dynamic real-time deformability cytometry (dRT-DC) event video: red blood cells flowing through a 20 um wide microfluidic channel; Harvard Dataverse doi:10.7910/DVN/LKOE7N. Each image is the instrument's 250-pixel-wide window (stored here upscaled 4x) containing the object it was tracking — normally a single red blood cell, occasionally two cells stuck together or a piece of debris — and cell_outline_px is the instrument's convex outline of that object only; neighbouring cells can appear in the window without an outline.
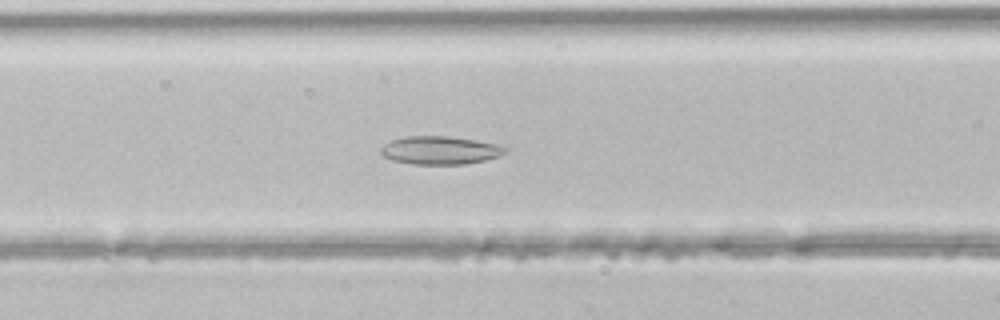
{"species": "common noctule bat (a hibernating species)", "species_latin": "Nyctalus noctula", "temperature_condition": "room temperature", "stored_images_in_passage": 46, "camera_frame_rate_fps": 3000, "um_per_image_px": 0.085, "animal": {"sex": "male", "body_mass_g": 21.5, "forearm_length_mm": 52.0}, "frame": {"image": 1, "passage_image": 18, "time_ms": 5.667, "image_size_px": [1000, 320], "cell_outline_px": [[508, 148], [500, 156], [484, 160], [464, 164], [412, 164], [392, 160], [384, 156], [380, 152], [380, 148], [384, 144], [392, 140], [404, 136], [448, 136], [496, 144]], "centroid_in_image_um": [37.36, 12.77], "position_along_channel_um": 129.2, "area_um2": 20.23}}
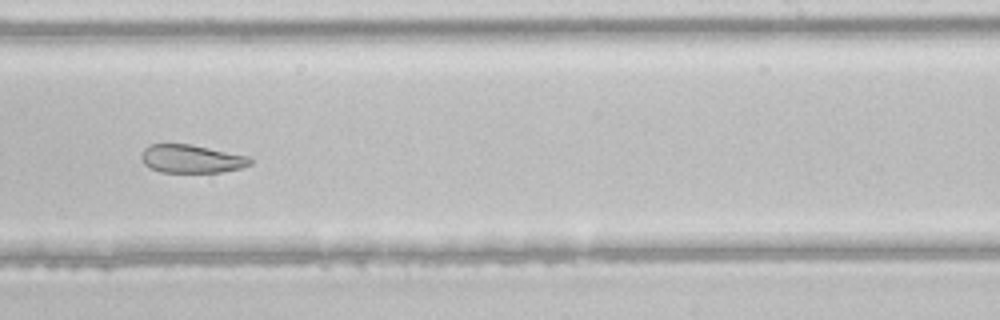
{"frame": {"image": 2, "passage_image": 28, "time_ms": 9.0, "image_size_px": [1000, 320], "cell_outline_px": [[252, 164], [240, 168], [220, 172], [160, 172], [148, 168], [140, 160], [140, 152], [144, 148], [152, 144], [192, 144], [248, 156], [252, 160]], "centroid_in_image_um": [16.22, 13.5], "position_along_channel_um": 272.8, "area_um2": 18.09}}
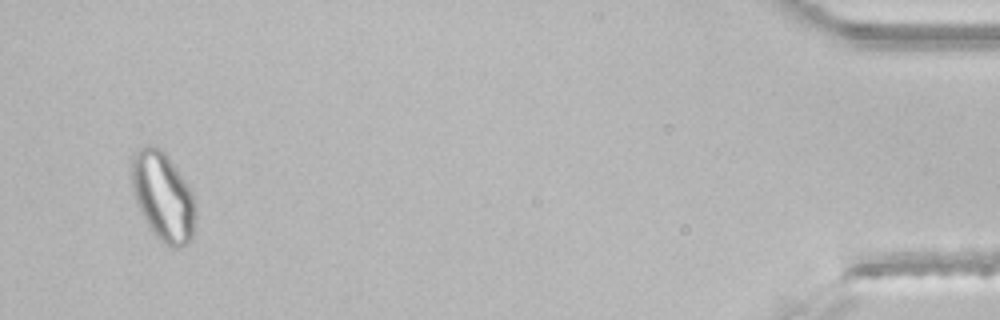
{"frame": {"image": 3, "passage_image": 44, "time_ms": 14.333, "image_size_px": [1000, 320], "cell_outline_px": [[196, 216], [192, 240], [188, 244], [180, 248], [172, 248], [164, 244], [152, 232], [140, 212], [132, 188], [132, 156], [140, 148], [148, 144], [152, 144], [160, 148], [168, 156], [192, 192], [196, 208]], "centroid_in_image_um": [13.87, 16.74], "position_along_channel_um": 421.3, "area_um2": 33.23}}